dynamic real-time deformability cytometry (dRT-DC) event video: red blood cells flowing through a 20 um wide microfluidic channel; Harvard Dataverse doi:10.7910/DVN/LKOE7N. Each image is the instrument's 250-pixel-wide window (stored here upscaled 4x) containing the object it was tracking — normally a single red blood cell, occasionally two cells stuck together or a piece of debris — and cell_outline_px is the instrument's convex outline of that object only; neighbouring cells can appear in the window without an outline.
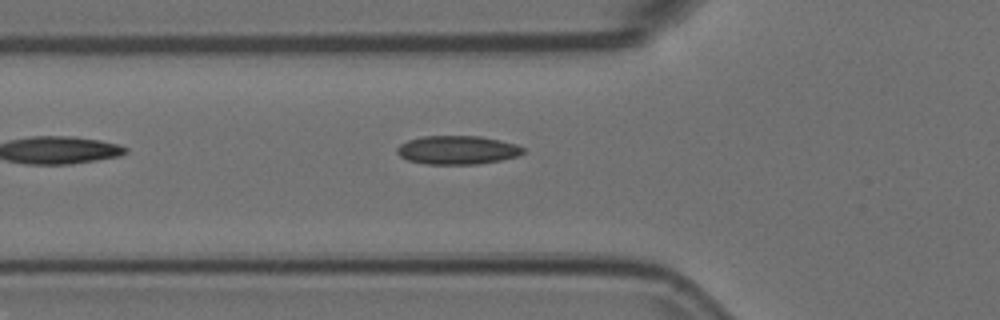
{"species": "Egyptian fruit bat (a non-hibernating species)", "species_latin": "Rousettus aegyptiacus", "temperature_condition": "room temperature", "stored_images_in_passage": 13, "camera_frame_rate_fps": 3000, "um_per_image_px": 0.085, "animal": {"sex": "female"}, "frame": {"image": 1, "passage_image": 4, "time_ms": 1.0, "image_size_px": [1000, 320], "cell_outline_px": [[524, 152], [520, 156], [500, 160], [476, 164], [428, 164], [408, 160], [400, 156], [396, 152], [396, 148], [400, 144], [408, 140], [424, 136], [480, 136], [500, 140], [516, 144], [524, 148]], "centroid_in_image_um": [38.89, 12.75], "position_along_channel_um": 86.9, "area_um2": 21.04}}
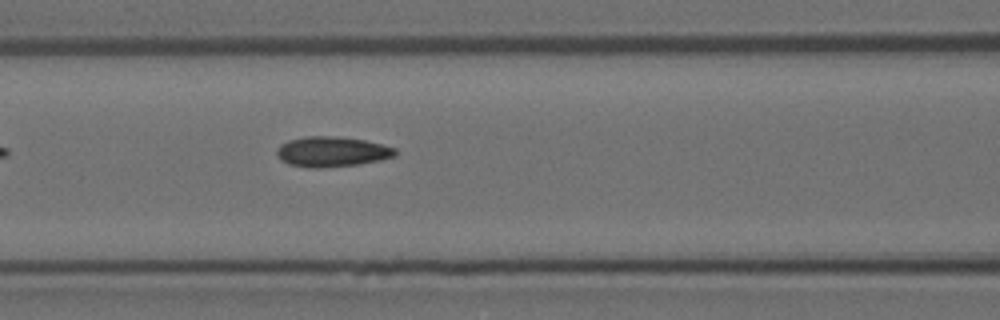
{"frame": {"image": 2, "passage_image": 8, "time_ms": 2.333, "image_size_px": [1000, 320], "cell_outline_px": [[396, 156], [380, 160], [356, 164], [320, 168], [308, 168], [288, 164], [280, 160], [276, 156], [276, 148], [280, 144], [288, 140], [308, 136], [336, 136], [364, 140], [396, 148]], "centroid_in_image_um": [28.16, 12.89], "position_along_channel_um": 138.4, "area_um2": 20.92}}